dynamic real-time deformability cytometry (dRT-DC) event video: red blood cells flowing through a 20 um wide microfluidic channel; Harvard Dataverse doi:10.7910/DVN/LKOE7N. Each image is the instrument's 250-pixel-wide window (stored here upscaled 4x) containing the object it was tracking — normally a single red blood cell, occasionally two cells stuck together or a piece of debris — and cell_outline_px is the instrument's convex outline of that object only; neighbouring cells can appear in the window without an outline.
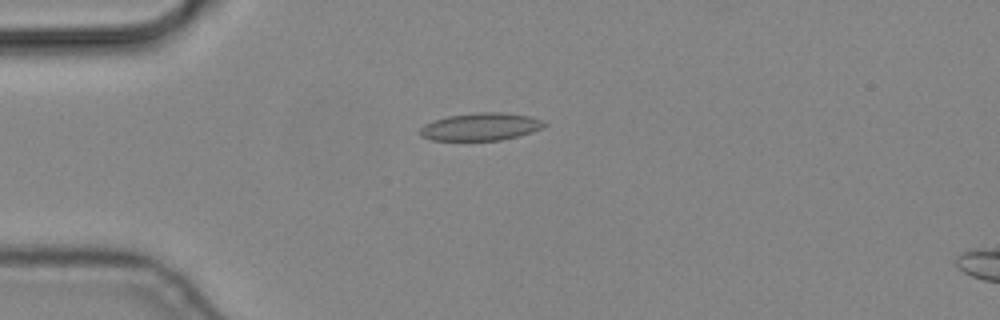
{"species": "common noctule bat (a hibernating species)", "species_latin": "Nyctalus noctula", "temperature_condition": "cold", "stored_images_in_passage": 9, "camera_frame_rate_fps": 3000, "um_per_image_px": 0.085, "animal": {"sex": "male", "body_mass_g": 19.2, "forearm_length_mm": 51.8}, "frame": {"image": 1, "passage_image": 2, "time_ms": 0.333, "image_size_px": [1000, 320], "cell_outline_px": [[548, 124], [532, 132], [500, 140], [432, 140], [420, 136], [420, 128], [424, 124], [432, 120], [448, 116], [480, 112], [500, 112], [528, 116], [544, 120]], "centroid_in_image_um": [40.84, 10.77], "position_along_channel_um": 44.2, "area_um2": 19.88}}
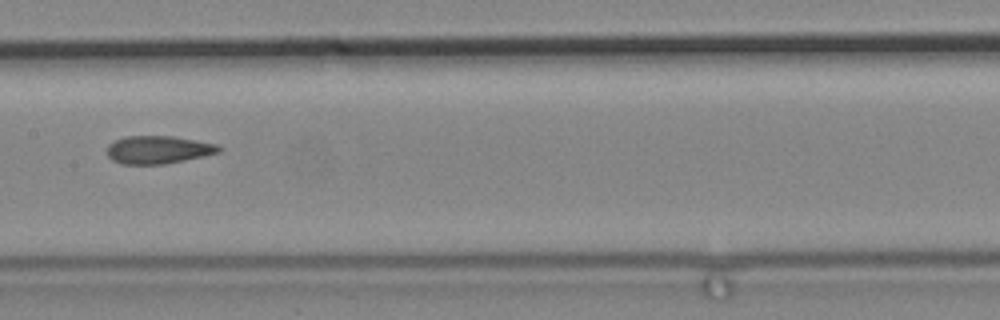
{"frame": {"image": 2, "passage_image": 6, "time_ms": 1.667, "image_size_px": [1000, 320], "cell_outline_px": [[224, 148], [220, 152], [204, 156], [164, 164], [120, 164], [112, 160], [108, 156], [108, 144], [116, 140], [128, 136], [172, 136], [216, 144]], "centroid_in_image_um": [13.46, 12.73], "position_along_channel_um": 193.9, "area_um2": 18.09}}
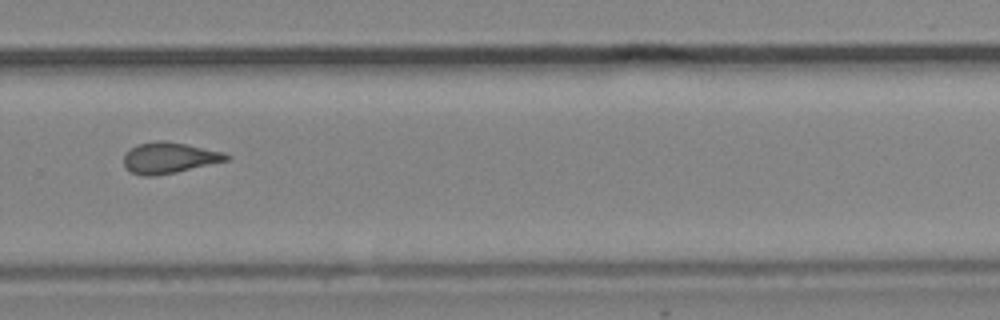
{"frame": {"image": 3, "passage_image": 9, "time_ms": 2.667, "image_size_px": [1000, 320], "cell_outline_px": [[232, 156], [228, 160], [176, 172], [156, 176], [140, 176], [124, 168], [124, 156], [136, 144], [156, 140], [164, 140], [224, 152]], "centroid_in_image_um": [14.36, 13.42], "position_along_channel_um": 315.4, "area_um2": 18.5}}